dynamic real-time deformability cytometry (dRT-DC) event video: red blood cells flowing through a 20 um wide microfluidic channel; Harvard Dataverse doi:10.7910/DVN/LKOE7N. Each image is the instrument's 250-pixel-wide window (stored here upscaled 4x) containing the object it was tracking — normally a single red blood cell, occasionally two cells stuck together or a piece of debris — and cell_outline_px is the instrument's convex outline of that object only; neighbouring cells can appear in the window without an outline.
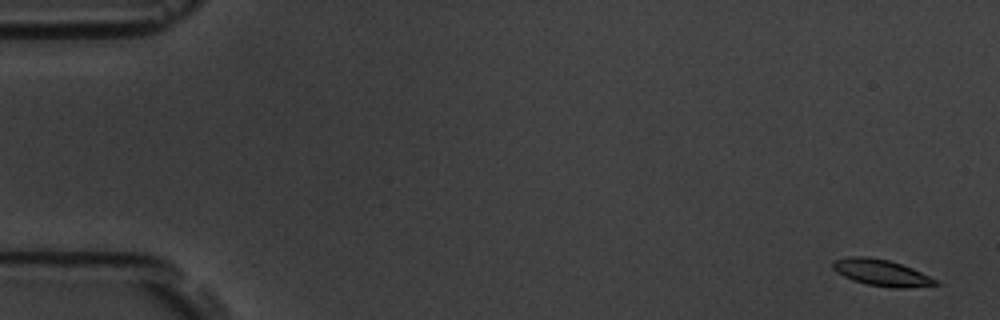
{"species": "common noctule bat (a hibernating species)", "species_latin": "Nyctalus noctula", "temperature_condition": "room temperature", "stored_images_in_passage": 16, "camera_frame_rate_fps": 3000, "um_per_image_px": 0.085, "animal": {"sex": "male", "body_mass_g": 19.5, "forearm_length_mm": 54.6}, "frame": {"image": 1, "passage_image": 1, "time_ms": 0.0, "image_size_px": [1000, 320], "cell_outline_px": [[944, 284], [908, 288], [892, 288], [868, 284], [852, 280], [836, 272], [832, 268], [832, 260], [848, 256], [868, 256], [888, 260], [912, 268], [940, 280]], "centroid_in_image_um": [74.96, 23.18], "position_along_channel_um": 10.0, "area_um2": 16.13}}
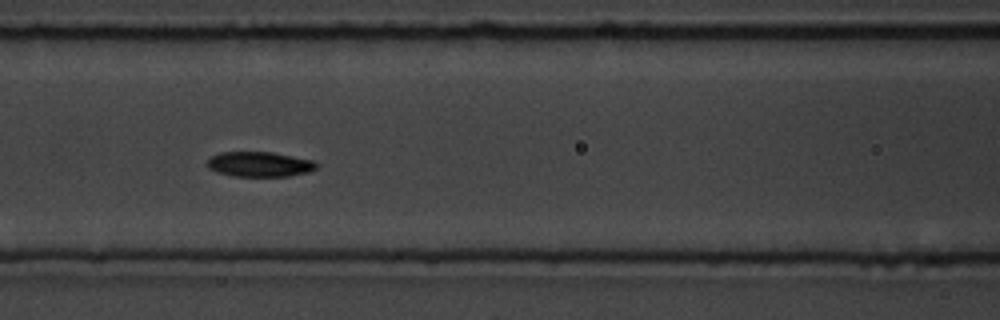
{"frame": {"image": 2, "passage_image": 7, "time_ms": 2.0, "image_size_px": [1000, 320], "cell_outline_px": [[320, 164], [316, 168], [308, 172], [288, 176], [232, 176], [216, 172], [208, 168], [204, 164], [212, 156], [220, 152], [272, 152], [312, 160]], "centroid_in_image_um": [22.03, 13.96], "position_along_channel_um": 144.6, "area_um2": 16.01}}
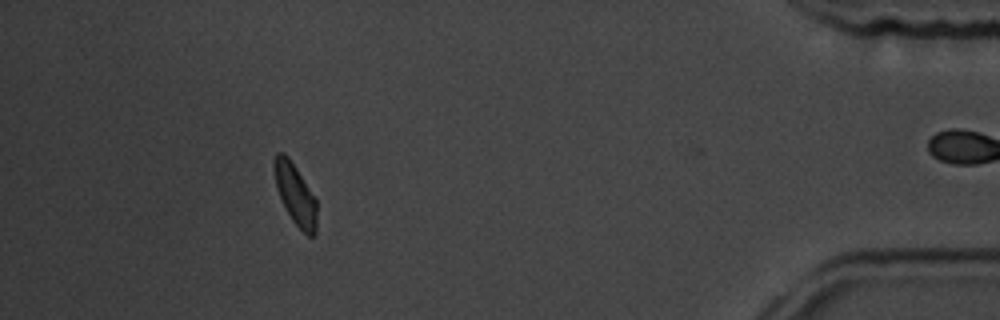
{"frame": {"image": 3, "passage_image": 14, "time_ms": 4.333, "image_size_px": [1000, 320], "cell_outline_px": [[316, 232], [312, 236], [308, 236], [292, 220], [276, 188], [272, 168], [272, 164], [276, 152], [284, 152], [288, 156], [296, 168], [316, 200]], "centroid_in_image_um": [25.06, 16.46], "position_along_channel_um": 410.1, "area_um2": 14.91}}